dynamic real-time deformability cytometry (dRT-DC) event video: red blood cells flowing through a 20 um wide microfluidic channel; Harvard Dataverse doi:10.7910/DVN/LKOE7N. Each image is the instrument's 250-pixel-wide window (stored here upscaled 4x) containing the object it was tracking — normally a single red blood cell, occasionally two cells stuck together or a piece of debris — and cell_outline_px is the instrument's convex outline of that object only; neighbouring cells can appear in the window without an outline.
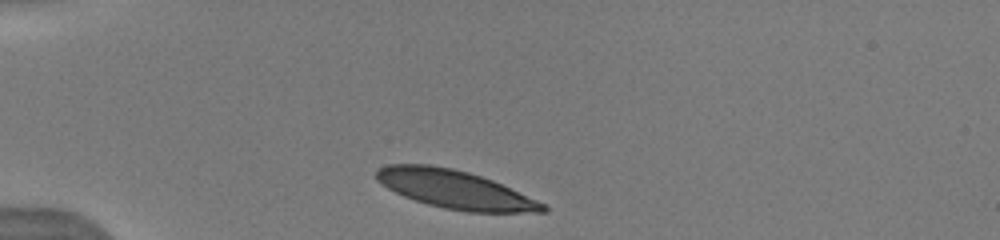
{"species": "human", "species_latin": "Homo sapiens", "temperature_condition": "warm", "stored_images_in_passage": 5, "camera_frame_rate_fps": 3000, "um_per_image_px": 0.085, "donor": {"sex": "male"}, "frame": {"image": 1, "passage_image": 1, "time_ms": 0.0, "image_size_px": [1000, 240], "cell_outline_px": [[548, 212], [468, 212], [444, 208], [428, 204], [404, 196], [388, 188], [376, 180], [376, 172], [380, 168], [388, 164], [428, 164], [452, 168], [468, 172], [492, 180], [536, 200], [544, 204], [548, 208]], "centroid_in_image_um": [38.65, 16.1], "position_along_channel_um": 46.3, "area_um2": 36.7}}